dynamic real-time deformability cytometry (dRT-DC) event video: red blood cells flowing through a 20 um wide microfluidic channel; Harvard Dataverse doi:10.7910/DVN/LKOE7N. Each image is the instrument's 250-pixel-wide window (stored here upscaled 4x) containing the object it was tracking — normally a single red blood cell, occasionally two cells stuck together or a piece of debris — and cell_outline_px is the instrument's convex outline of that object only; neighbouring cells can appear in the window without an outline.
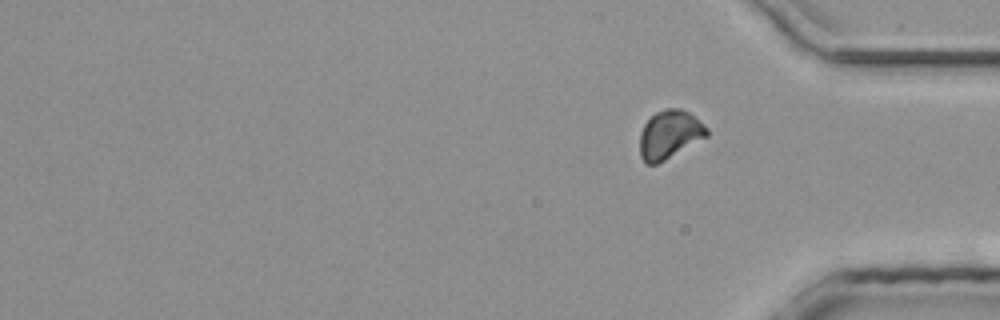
{"species": "common noctule bat (a hibernating species)", "species_latin": "Nyctalus noctula", "temperature_condition": "room temperature", "stored_images_in_passage": 40, "segment_of_instrument_passage": [3, 3], "camera_frame_rate_fps": 3000, "um_per_image_px": 0.085, "animal": {"sex": "male", "body_mass_g": 20.4}, "frame": {"image": 1, "passage_image": 40, "time_ms": 13.0, "image_size_px": [1000, 320], "cell_outline_px": [[708, 136], [664, 160], [656, 164], [644, 164], [640, 156], [640, 132], [644, 124], [656, 112], [664, 108], [680, 108], [688, 112], [708, 128]], "centroid_in_image_um": [56.89, 11.44], "position_along_channel_um": 378.3, "area_um2": 18.79}}